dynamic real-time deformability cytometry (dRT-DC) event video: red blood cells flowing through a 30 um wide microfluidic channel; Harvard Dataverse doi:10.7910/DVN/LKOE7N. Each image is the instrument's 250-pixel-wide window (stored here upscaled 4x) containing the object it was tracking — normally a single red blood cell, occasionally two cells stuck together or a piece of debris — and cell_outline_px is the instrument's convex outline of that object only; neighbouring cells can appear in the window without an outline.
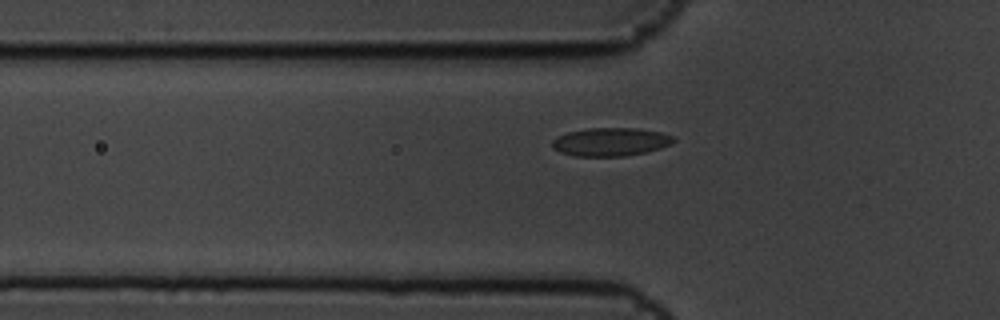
{"species": "common noctule bat (a hibernating species)", "species_latin": "Nyctalus noctula", "temperature_condition": "cold", "stored_images_in_passage": 7, "camera_frame_rate_fps": 3000, "um_per_image_px": 0.085, "animal": {"sex": "male", "body_mass_g": 19.5, "forearm_length_mm": 54.6}, "frame": {"image": 1, "passage_image": 7, "time_ms": 2.0, "image_size_px": [1000, 320], "cell_outline_px": [[676, 140], [672, 144], [648, 152], [624, 156], [572, 156], [560, 152], [552, 148], [552, 140], [568, 132], [588, 128], [636, 128], [660, 132], [672, 136]], "centroid_in_image_um": [51.91, 12.06], "position_along_channel_um": 73.9, "area_um2": 20.06}}